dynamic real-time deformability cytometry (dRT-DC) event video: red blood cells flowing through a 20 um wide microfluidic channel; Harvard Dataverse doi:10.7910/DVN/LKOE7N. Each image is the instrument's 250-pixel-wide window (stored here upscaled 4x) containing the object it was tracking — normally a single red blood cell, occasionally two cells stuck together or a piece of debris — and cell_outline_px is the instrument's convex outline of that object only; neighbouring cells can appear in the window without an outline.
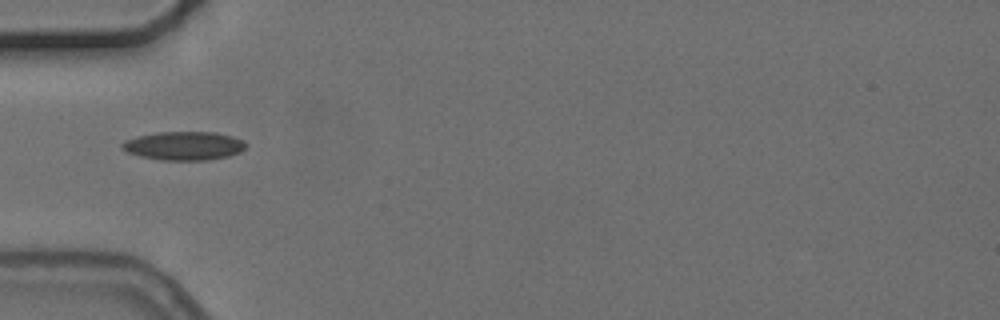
{"species": "common noctule bat (a hibernating species)", "species_latin": "Nyctalus noctula", "temperature_condition": "cold", "stored_images_in_passage": 4, "camera_frame_rate_fps": 3000, "um_per_image_px": 0.085, "animal": {"sex": "female", "body_mass_g": 24.6, "forearm_length_mm": 56.2}, "frame": {"image": 1, "passage_image": 1, "time_ms": 0.0, "image_size_px": [1000, 320], "cell_outline_px": [[248, 144], [240, 152], [228, 156], [208, 160], [160, 160], [140, 156], [128, 152], [120, 148], [120, 144], [124, 140], [136, 136], [156, 132], [216, 132], [232, 136], [244, 140]], "centroid_in_image_um": [15.62, 12.39], "position_along_channel_um": 69.4, "area_um2": 20.87}}
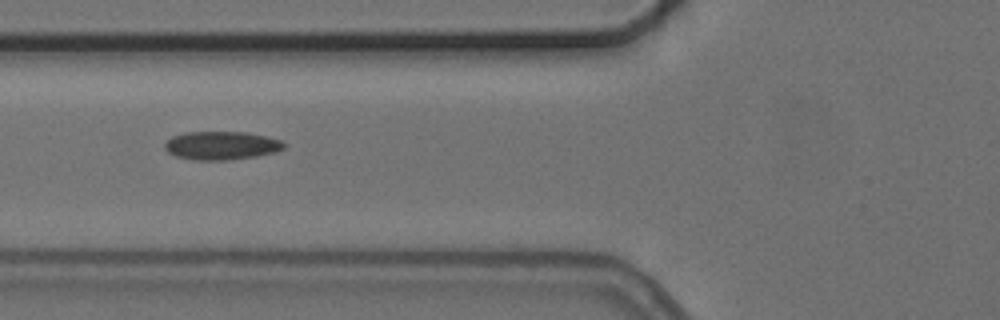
{"frame": {"image": 2, "passage_image": 2, "time_ms": 1.0, "image_size_px": [1000, 320], "cell_outline_px": [[288, 144], [284, 148], [276, 152], [256, 156], [228, 160], [192, 160], [176, 156], [168, 152], [164, 148], [164, 144], [172, 136], [184, 132], [248, 132], [280, 140]], "centroid_in_image_um": [18.82, 12.37], "position_along_channel_um": 107.0, "area_um2": 19.83}}
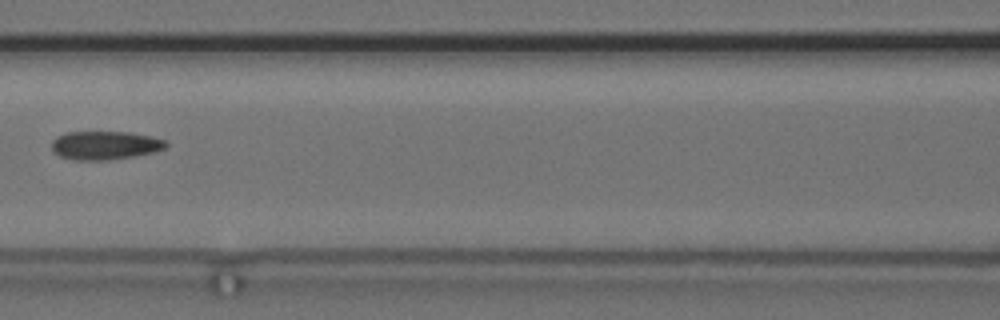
{"frame": {"image": 3, "passage_image": 3, "time_ms": 2.333, "image_size_px": [1000, 320], "cell_outline_px": [[168, 144], [164, 148], [152, 152], [136, 156], [108, 160], [72, 160], [60, 156], [52, 152], [52, 140], [56, 136], [64, 132], [132, 132], [152, 136], [164, 140]], "centroid_in_image_um": [8.89, 12.35], "position_along_channel_um": 157.7, "area_um2": 19.19}}